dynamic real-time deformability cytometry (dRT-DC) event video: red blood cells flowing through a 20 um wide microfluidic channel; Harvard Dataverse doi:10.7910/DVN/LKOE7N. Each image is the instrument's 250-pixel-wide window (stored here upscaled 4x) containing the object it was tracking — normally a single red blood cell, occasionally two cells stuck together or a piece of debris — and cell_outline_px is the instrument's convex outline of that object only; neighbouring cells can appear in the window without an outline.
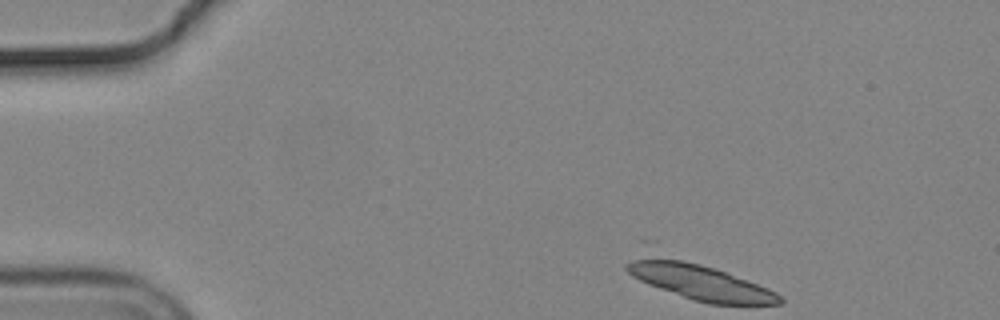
{"species": "common noctule bat (a hibernating species)", "species_latin": "Nyctalus noctula", "temperature_condition": "cold", "stored_images_in_passage": 17, "camera_frame_rate_fps": 3000, "um_per_image_px": 0.085, "animal": {"sex": "male", "body_mass_g": 19.2, "forearm_length_mm": 51.8}, "frame": {"image": 1, "passage_image": 1, "time_ms": 0.0, "image_size_px": [1000, 320], "cell_outline_px": [[784, 300], [780, 304], [708, 304], [692, 300], [648, 284], [632, 276], [624, 268], [624, 264], [640, 256], [648, 256], [684, 260], [700, 264], [724, 272], [756, 284], [776, 292]], "centroid_in_image_um": [59.43, 23.98], "position_along_channel_um": 25.6, "area_um2": 30.98}}
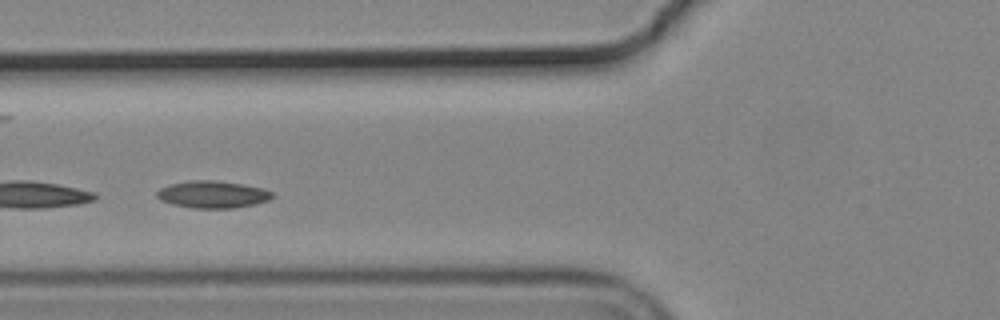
{"frame": {"image": 2, "passage_image": 15, "time_ms": 4.667, "image_size_px": [1000, 320], "cell_outline_px": [[272, 196], [268, 200], [256, 204], [232, 208], [192, 208], [172, 204], [160, 200], [156, 196], [156, 192], [160, 188], [168, 184], [192, 180], [212, 180], [244, 184], [260, 188], [272, 192]], "centroid_in_image_um": [18.02, 16.52], "position_along_channel_um": 107.8, "area_um2": 18.21}}